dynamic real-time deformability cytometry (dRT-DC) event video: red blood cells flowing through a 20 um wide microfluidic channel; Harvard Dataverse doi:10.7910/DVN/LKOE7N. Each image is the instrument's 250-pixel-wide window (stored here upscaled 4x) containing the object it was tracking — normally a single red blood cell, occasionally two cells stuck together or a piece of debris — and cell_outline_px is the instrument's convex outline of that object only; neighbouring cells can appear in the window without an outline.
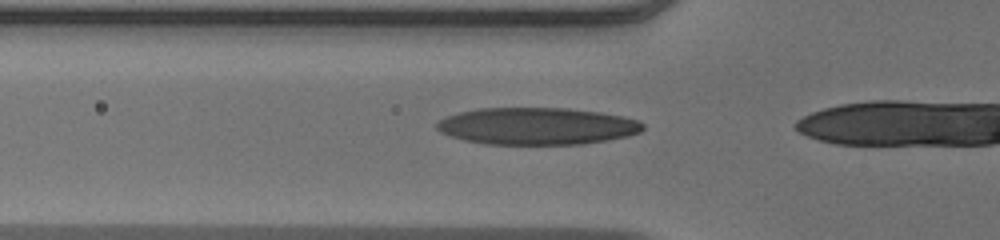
{"species": "human", "species_latin": "Homo sapiens", "temperature_condition": "warm", "stored_images_in_passage": 15, "camera_frame_rate_fps": 3000, "um_per_image_px": 0.085, "donor": {"sex": "male"}, "frame": {"image": 1, "passage_image": 13, "time_ms": 4.0, "image_size_px": [1000, 240], "cell_outline_px": [[644, 128], [640, 132], [624, 136], [604, 140], [580, 144], [488, 144], [464, 140], [440, 132], [436, 128], [436, 124], [444, 116], [460, 112], [480, 108], [568, 108], [600, 112], [624, 116], [640, 120], [644, 124]], "centroid_in_image_um": [45.64, 10.71], "position_along_channel_um": 80.2, "area_um2": 44.45}}